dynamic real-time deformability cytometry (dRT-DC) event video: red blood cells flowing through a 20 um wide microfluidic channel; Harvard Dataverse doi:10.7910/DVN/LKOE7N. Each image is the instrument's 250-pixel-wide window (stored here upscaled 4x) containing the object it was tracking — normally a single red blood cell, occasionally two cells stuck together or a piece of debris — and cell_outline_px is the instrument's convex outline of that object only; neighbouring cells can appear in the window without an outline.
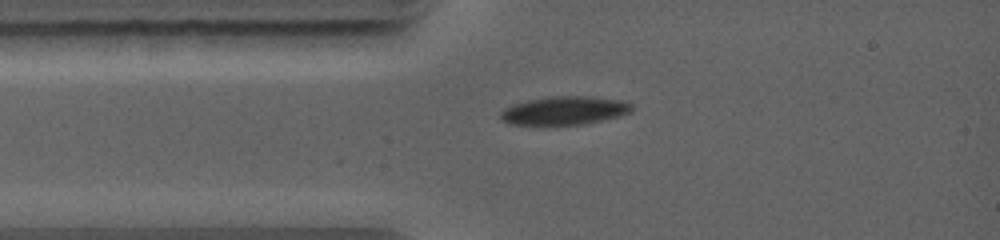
{"species": "common noctule bat (a hibernating species)", "species_latin": "Nyctalus noctula", "temperature_condition": "warm", "stored_images_in_passage": 1, "camera_frame_rate_fps": 5000, "um_per_image_px": 0.085, "animal": {"sex": "female", "body_mass_g": 19.0, "forearm_length_mm": 56.7}, "frame": {"image": 1, "passage_image": 1, "time_ms": 0.0, "image_size_px": [1000, 240], "cell_outline_px": [[632, 112], [620, 116], [584, 124], [548, 128], [508, 124], [500, 120], [500, 112], [504, 108], [512, 104], [528, 100], [548, 96], [588, 96], [620, 100], [632, 104]], "centroid_in_image_um": [47.89, 9.45], "position_along_channel_um": 37.1, "area_um2": 22.83}}